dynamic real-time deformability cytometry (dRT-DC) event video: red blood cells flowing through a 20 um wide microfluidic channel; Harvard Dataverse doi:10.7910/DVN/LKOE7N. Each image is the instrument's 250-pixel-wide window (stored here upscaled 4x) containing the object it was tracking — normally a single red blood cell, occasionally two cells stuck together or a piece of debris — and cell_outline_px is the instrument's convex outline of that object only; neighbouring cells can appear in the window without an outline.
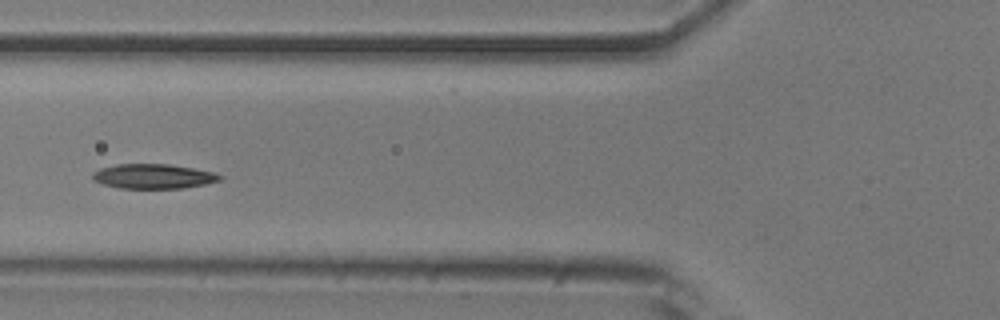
{"species": "common noctule bat (a hibernating species)", "species_latin": "Nyctalus noctula", "temperature_condition": "room temperature", "stored_images_in_passage": 22, "camera_frame_rate_fps": 3000, "um_per_image_px": 0.085, "animal": {"sex": "male", "body_mass_g": 20.5, "forearm_length_mm": 52.5}, "frame": {"image": 1, "passage_image": 6, "time_ms": 1.667, "image_size_px": [1000, 320], "cell_outline_px": [[224, 176], [220, 180], [204, 184], [184, 188], [120, 188], [104, 184], [92, 180], [92, 172], [100, 168], [116, 164], [168, 164], [216, 172]], "centroid_in_image_um": [13.03, 14.98], "position_along_channel_um": 112.8, "area_um2": 18.32}}
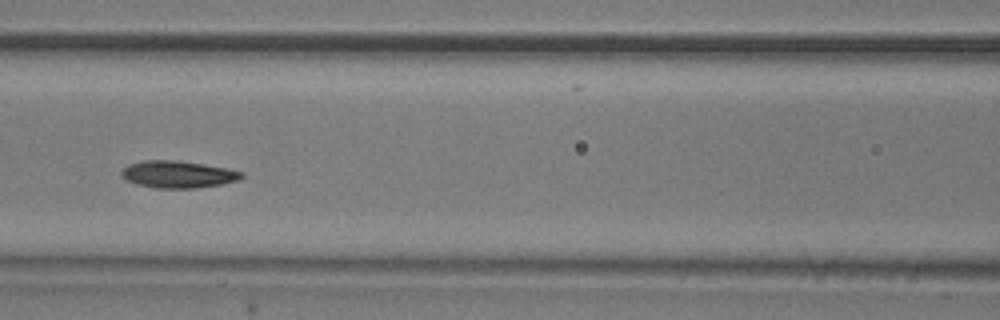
{"frame": {"image": 2, "passage_image": 9, "time_ms": 2.667, "image_size_px": [1000, 320], "cell_outline_px": [[244, 176], [236, 180], [220, 184], [196, 188], [156, 188], [136, 184], [124, 180], [120, 176], [120, 172], [128, 164], [144, 160], [176, 160], [228, 168], [244, 172]], "centroid_in_image_um": [15.08, 14.82], "position_along_channel_um": 151.5, "area_um2": 19.02}}